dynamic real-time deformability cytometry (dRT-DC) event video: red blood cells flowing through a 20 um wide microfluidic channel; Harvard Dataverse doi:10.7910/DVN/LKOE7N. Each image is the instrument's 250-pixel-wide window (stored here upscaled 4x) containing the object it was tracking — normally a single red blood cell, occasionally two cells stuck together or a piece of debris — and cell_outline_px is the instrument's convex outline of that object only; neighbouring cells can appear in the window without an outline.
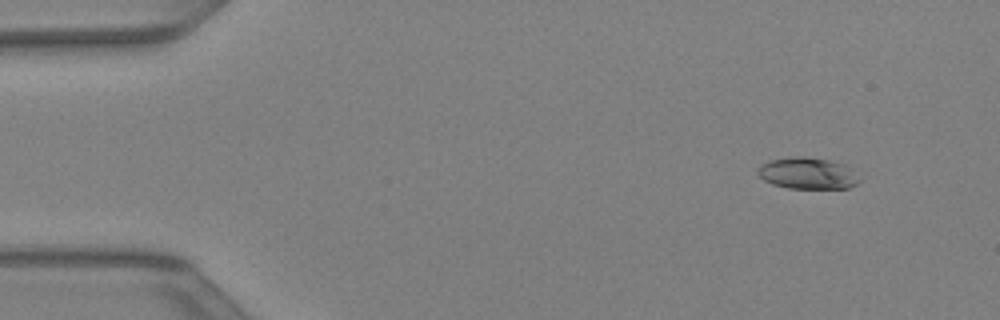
{"species": "Egyptian fruit bat (a non-hibernating species)", "species_latin": "Rousettus aegyptiacus", "temperature_condition": "warm", "stored_images_in_passage": 40, "camera_frame_rate_fps": 3000, "um_per_image_px": 0.085, "animal": {"sex": "female"}, "frame": {"image": 1, "passage_image": 1, "time_ms": 0.0, "image_size_px": [1000, 320], "cell_outline_px": [[860, 180], [856, 184], [848, 188], [788, 188], [772, 184], [764, 180], [756, 172], [760, 164], [768, 160], [788, 156], [808, 156], [828, 160], [844, 164], [852, 168]], "centroid_in_image_um": [68.62, 14.71], "position_along_channel_um": 16.4, "area_um2": 18.9}}
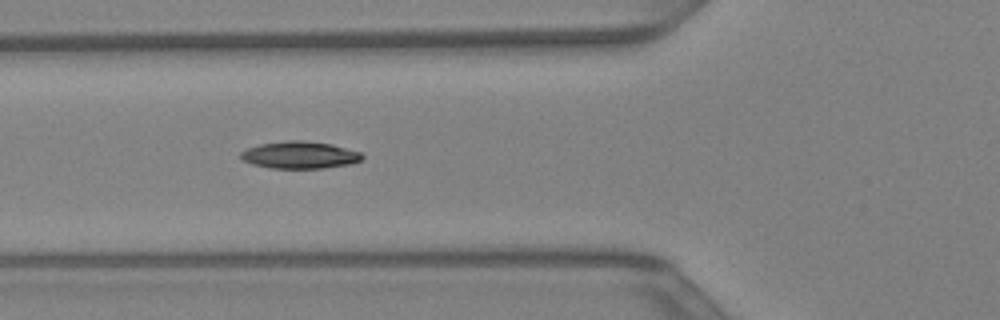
{"frame": {"image": 2, "passage_image": 13, "time_ms": 4.0, "image_size_px": [1000, 320], "cell_outline_px": [[364, 156], [360, 160], [352, 164], [324, 168], [272, 168], [252, 164], [244, 160], [240, 156], [240, 152], [248, 148], [260, 144], [288, 140], [304, 140], [332, 144], [360, 152]], "centroid_in_image_um": [25.5, 13.17], "position_along_channel_um": 100.3, "area_um2": 19.19}}
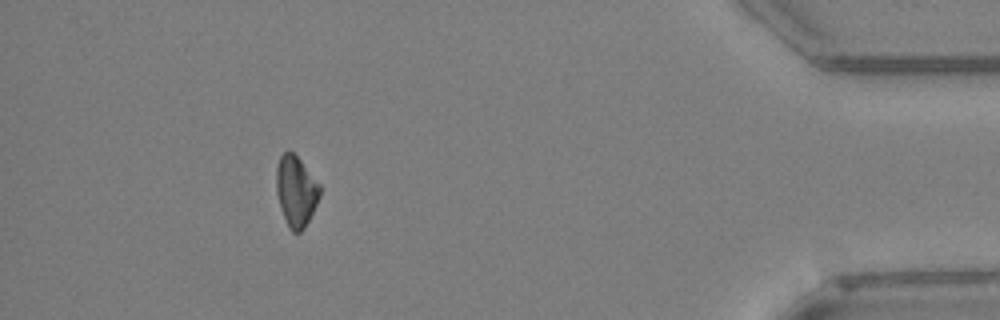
{"frame": {"image": 3, "passage_image": 36, "time_ms": 11.667, "image_size_px": [1000, 320], "cell_outline_px": [[320, 196], [304, 228], [300, 232], [292, 232], [288, 228], [280, 208], [276, 192], [276, 168], [280, 156], [284, 152], [292, 152], [300, 160], [320, 184]], "centroid_in_image_um": [25.14, 16.26], "position_along_channel_um": 410.1, "area_um2": 17.8}}